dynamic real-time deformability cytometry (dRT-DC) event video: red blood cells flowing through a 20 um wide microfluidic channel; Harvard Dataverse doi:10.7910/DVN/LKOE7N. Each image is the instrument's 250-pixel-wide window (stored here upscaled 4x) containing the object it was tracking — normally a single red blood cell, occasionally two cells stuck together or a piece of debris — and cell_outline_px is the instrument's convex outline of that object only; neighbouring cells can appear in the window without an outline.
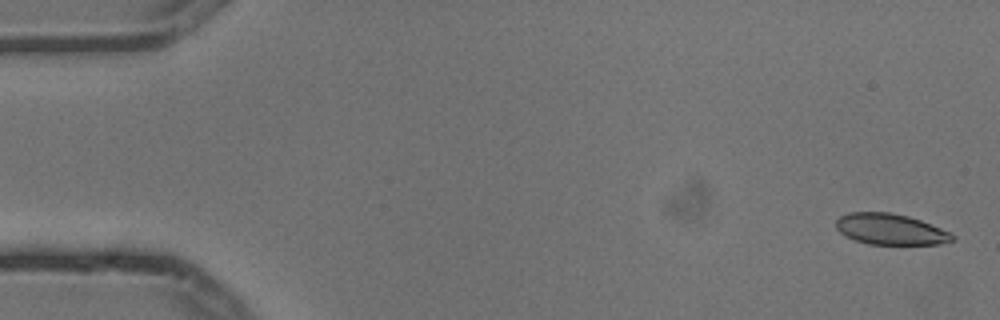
{"species": "common noctule bat (a hibernating species)", "species_latin": "Nyctalus noctula", "temperature_condition": "cold", "stored_images_in_passage": 5, "segment_of_instrument_passage": [2, 2], "camera_frame_rate_fps": 3000, "um_per_image_px": 0.085, "animal": {"sex": "male", "body_mass_g": 13.3}, "frame": {"image": 1, "passage_image": 5, "time_ms": 1.333, "image_size_px": [1000, 320], "cell_outline_px": [[956, 236], [952, 240], [940, 244], [868, 244], [856, 240], [840, 232], [836, 228], [836, 220], [840, 216], [848, 212], [892, 212], [908, 216], [920, 220], [940, 228]], "centroid_in_image_um": [75.67, 19.47], "position_along_channel_um": 9.3, "area_um2": 20.81}}